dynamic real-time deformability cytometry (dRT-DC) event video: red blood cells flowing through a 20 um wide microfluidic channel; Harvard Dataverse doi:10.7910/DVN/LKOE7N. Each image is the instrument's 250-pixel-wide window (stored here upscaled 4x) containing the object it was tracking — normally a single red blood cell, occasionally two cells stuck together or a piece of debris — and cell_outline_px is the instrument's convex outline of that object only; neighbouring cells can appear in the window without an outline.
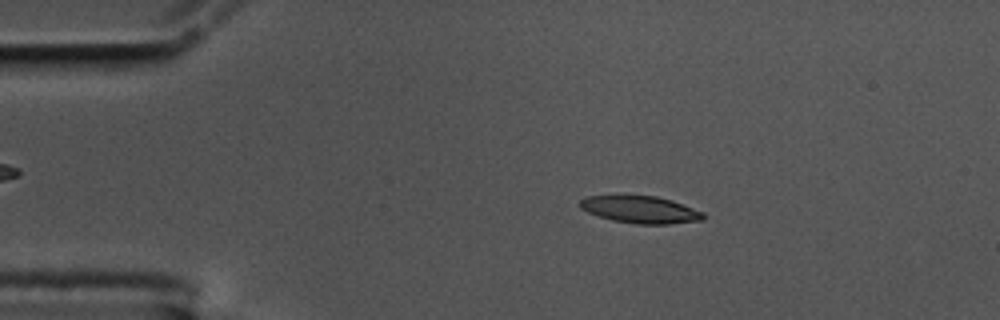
{"species": "common noctule bat (a hibernating species)", "species_latin": "Nyctalus noctula", "temperature_condition": "cold", "stored_images_in_passage": 57, "camera_frame_rate_fps": 3000, "um_per_image_px": 0.085, "animal": {"sex": "male", "body_mass_g": 17.5, "forearm_length_mm": 52.3}, "frame": {"image": 1, "passage_image": 10, "time_ms": 3.0, "image_size_px": [1000, 320], "cell_outline_px": [[708, 216], [704, 220], [668, 224], [636, 224], [612, 220], [588, 212], [580, 208], [580, 200], [588, 196], [656, 196], [672, 200], [704, 212]], "centroid_in_image_um": [54.5, 17.83], "position_along_channel_um": 30.5, "area_um2": 19.48}}
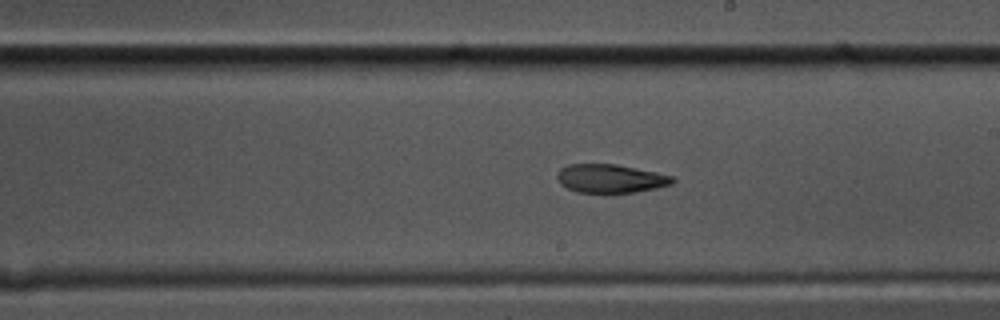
{"frame": {"image": 2, "passage_image": 32, "time_ms": 10.333, "image_size_px": [1000, 320], "cell_outline_px": [[676, 180], [672, 184], [656, 188], [636, 192], [608, 196], [604, 196], [576, 192], [560, 184], [556, 176], [556, 172], [560, 168], [568, 164], [616, 164], [656, 172], [672, 176]], "centroid_in_image_um": [51.85, 15.22], "position_along_channel_um": 237.1, "area_um2": 20.11}}
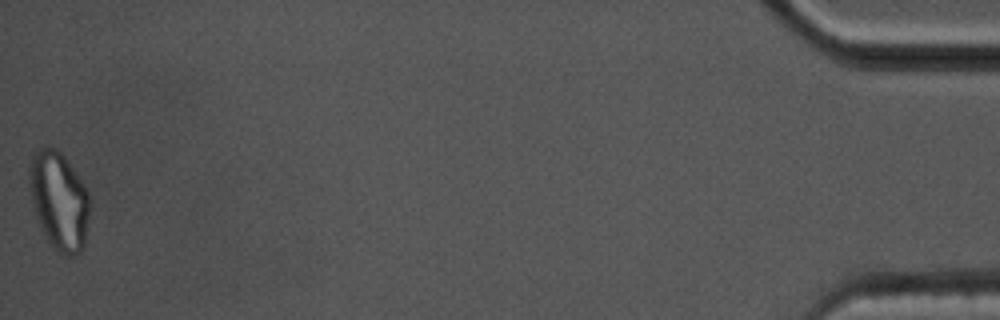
{"frame": {"image": 3, "passage_image": 57, "time_ms": 18.667, "image_size_px": [1000, 320], "cell_outline_px": [[92, 204], [84, 248], [80, 252], [72, 256], [64, 256], [48, 244], [44, 236], [36, 216], [32, 200], [28, 180], [28, 168], [32, 152], [40, 148], [56, 148], [64, 156], [88, 188], [92, 200]], "centroid_in_image_um": [5.05, 17.08], "position_along_channel_um": 430.1, "area_um2": 35.55}, "authors_computed_cell_mechanics": {"area_um2": 20.1722, "velocity_mm_per_s": 3.4745, "shape_relaxation_time_tau1_ms": null, "shape_relaxation_time_tau2_ms": 3.8757, "deformation_change_tau1": null, "deformation_change_tau2": 0.1066}}